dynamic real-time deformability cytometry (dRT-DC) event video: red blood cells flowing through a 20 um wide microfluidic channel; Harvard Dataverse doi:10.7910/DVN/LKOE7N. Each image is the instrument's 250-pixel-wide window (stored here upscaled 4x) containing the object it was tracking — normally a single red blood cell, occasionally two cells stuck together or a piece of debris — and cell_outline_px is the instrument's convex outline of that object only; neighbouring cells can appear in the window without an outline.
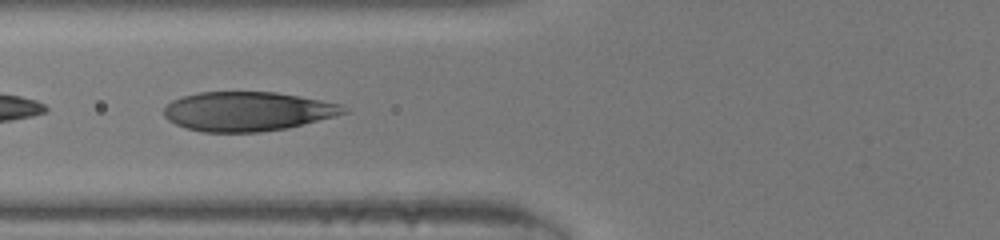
{"species": "human", "species_latin": "Homo sapiens", "temperature_condition": "room temperature", "stored_images_in_passage": 38, "camera_frame_rate_fps": 3000, "um_per_image_px": 0.085, "donor": {"sex": "male"}, "frame": {"image": 1, "passage_image": 21, "time_ms": 6.667, "image_size_px": [1000, 240], "cell_outline_px": [[348, 112], [336, 116], [288, 128], [260, 132], [204, 132], [188, 128], [176, 124], [168, 120], [164, 116], [164, 108], [172, 100], [196, 92], [276, 92], [320, 100], [340, 104], [348, 108]], "centroid_in_image_um": [21.05, 9.47], "position_along_channel_um": 104.8, "area_um2": 41.1}}
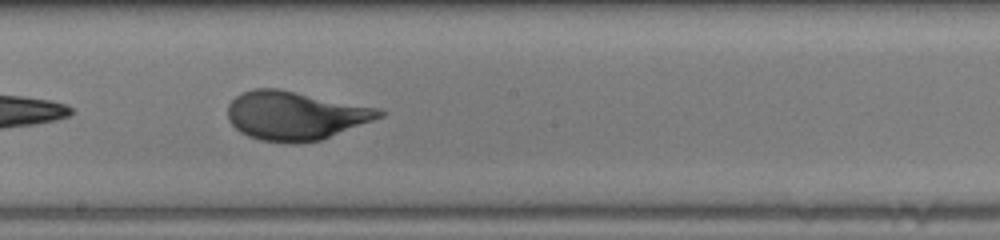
{"frame": {"image": 2, "passage_image": 29, "time_ms": 9.333, "image_size_px": [1000, 240], "cell_outline_px": [[384, 116], [320, 140], [292, 144], [288, 144], [260, 140], [248, 136], [240, 132], [228, 120], [228, 104], [240, 92], [252, 88], [276, 88], [376, 108], [384, 112]], "centroid_in_image_um": [25.03, 9.83], "position_along_channel_um": 223.2, "area_um2": 42.71}}
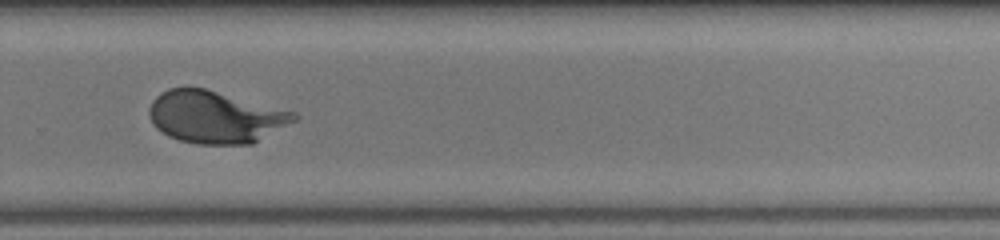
{"frame": {"image": 3, "passage_image": 35, "time_ms": 11.333, "image_size_px": [1000, 240], "cell_outline_px": [[300, 116], [296, 120], [252, 144], [196, 144], [180, 140], [168, 136], [156, 128], [152, 124], [148, 116], [148, 108], [152, 100], [160, 92], [168, 88], [204, 88], [296, 112]], "centroid_in_image_um": [18.27, 9.94], "position_along_channel_um": 311.5, "area_um2": 44.16}}